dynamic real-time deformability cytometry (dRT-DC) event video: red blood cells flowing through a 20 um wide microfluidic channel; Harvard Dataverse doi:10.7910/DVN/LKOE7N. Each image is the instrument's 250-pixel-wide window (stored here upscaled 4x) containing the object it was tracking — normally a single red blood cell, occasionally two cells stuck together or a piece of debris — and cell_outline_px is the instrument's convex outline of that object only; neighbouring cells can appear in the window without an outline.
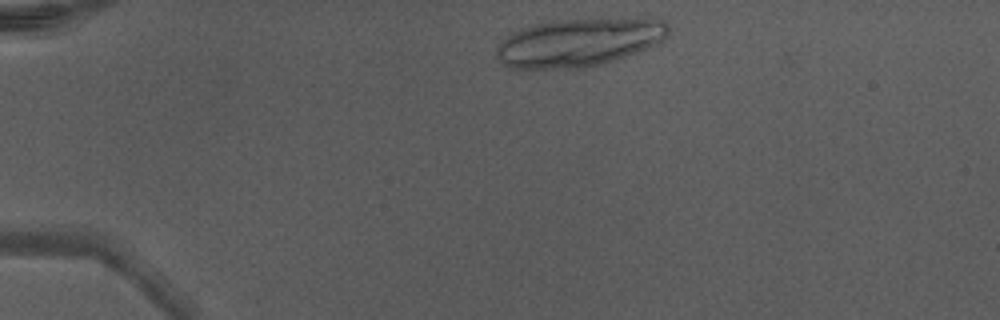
{"species": "Egyptian fruit bat (a non-hibernating species)", "species_latin": "Rousettus aegyptiacus", "temperature_condition": "warm", "stored_images_in_passage": 11, "camera_frame_rate_fps": 3000, "um_per_image_px": 0.085, "animal": {"sex": "male"}, "frame": {"image": 1, "passage_image": 2, "time_ms": 0.333, "image_size_px": [1000, 320], "cell_outline_px": [[668, 36], [664, 40], [656, 44], [616, 60], [604, 64], [584, 68], [508, 68], [496, 56], [496, 48], [500, 40], [512, 32], [520, 28], [532, 24], [552, 20], [640, 16], [660, 16], [668, 24]], "centroid_in_image_um": [49.28, 3.55], "position_along_channel_um": 35.7, "area_um2": 49.71}}